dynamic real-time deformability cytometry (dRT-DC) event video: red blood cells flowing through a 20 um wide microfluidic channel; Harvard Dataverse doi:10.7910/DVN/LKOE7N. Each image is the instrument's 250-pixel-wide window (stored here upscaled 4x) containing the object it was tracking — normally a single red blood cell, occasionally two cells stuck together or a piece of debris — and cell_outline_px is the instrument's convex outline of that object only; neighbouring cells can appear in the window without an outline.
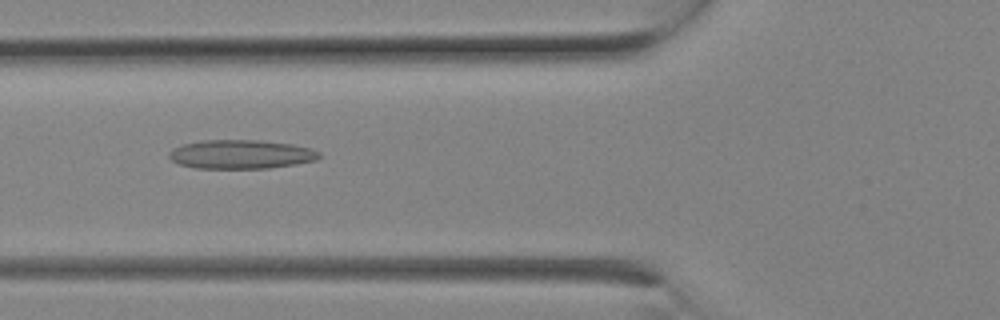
{"species": "Egyptian fruit bat (a non-hibernating species)", "species_latin": "Rousettus aegyptiacus", "temperature_condition": "room temperature", "stored_images_in_passage": 8, "camera_frame_rate_fps": 3000, "um_per_image_px": 0.085, "animal": {"sex": "female"}, "frame": {"image": 1, "passage_image": 7, "time_ms": 2.0, "image_size_px": [1000, 320], "cell_outline_px": [[320, 156], [316, 160], [296, 164], [268, 168], [196, 168], [180, 164], [172, 160], [168, 156], [168, 152], [172, 148], [184, 144], [204, 140], [260, 140], [292, 144], [312, 148], [320, 152]], "centroid_in_image_um": [20.49, 13.11], "position_along_channel_um": 105.3, "area_um2": 25.32}}
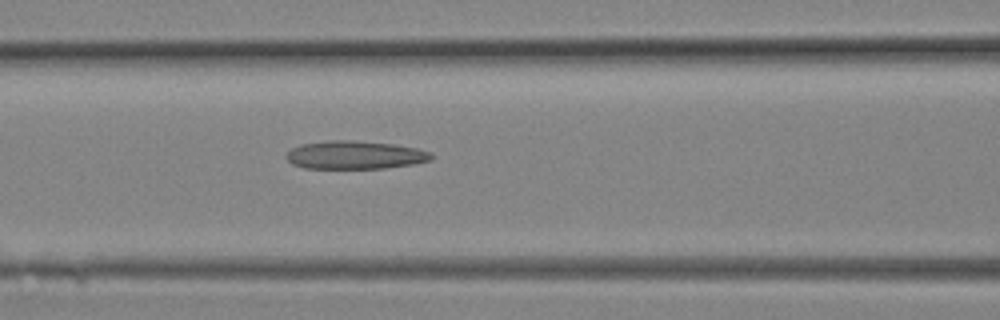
{"frame": {"image": 2, "passage_image": 8, "time_ms": 2.333, "image_size_px": [1000, 320], "cell_outline_px": [[432, 160], [412, 164], [384, 168], [304, 168], [292, 164], [284, 156], [292, 148], [300, 144], [332, 140], [352, 140], [392, 144], [416, 148], [432, 152]], "centroid_in_image_um": [30.16, 13.17], "position_along_channel_um": 136.4, "area_um2": 23.76}}